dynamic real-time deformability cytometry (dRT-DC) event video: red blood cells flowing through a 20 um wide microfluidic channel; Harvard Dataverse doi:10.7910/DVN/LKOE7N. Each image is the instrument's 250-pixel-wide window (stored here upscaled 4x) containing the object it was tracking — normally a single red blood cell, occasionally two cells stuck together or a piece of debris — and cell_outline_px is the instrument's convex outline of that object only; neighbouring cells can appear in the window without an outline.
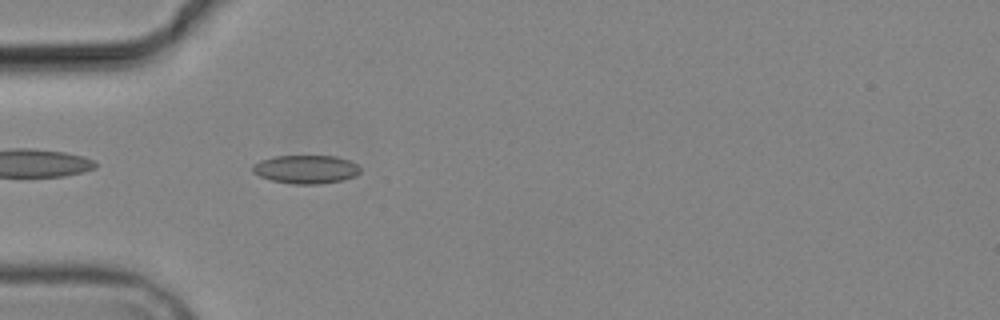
{"species": "common noctule bat (a hibernating species)", "species_latin": "Nyctalus noctula", "temperature_condition": "cold", "stored_images_in_passage": 5, "camera_frame_rate_fps": 3000, "um_per_image_px": 0.085, "animal": {"sex": "male", "body_mass_g": 19.2, "forearm_length_mm": 51.8}, "frame": {"image": 1, "passage_image": 5, "time_ms": 5.0, "image_size_px": [1000, 320], "cell_outline_px": [[360, 172], [356, 176], [340, 180], [320, 184], [292, 184], [272, 180], [260, 176], [252, 172], [252, 164], [260, 160], [276, 156], [336, 156], [348, 160], [356, 164], [360, 168]], "centroid_in_image_um": [25.98, 14.39], "position_along_channel_um": 59.0, "area_um2": 17.8}}